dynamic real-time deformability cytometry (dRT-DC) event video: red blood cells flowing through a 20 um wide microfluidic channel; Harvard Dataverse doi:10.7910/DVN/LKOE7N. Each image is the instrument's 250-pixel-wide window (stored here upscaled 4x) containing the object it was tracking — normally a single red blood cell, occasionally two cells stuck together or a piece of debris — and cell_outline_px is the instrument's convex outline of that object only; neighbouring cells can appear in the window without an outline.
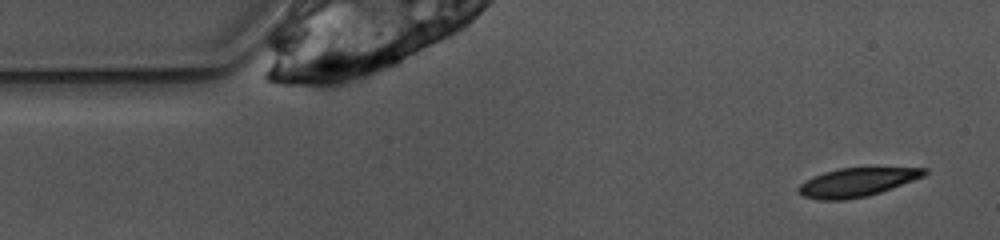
{"species": "common noctule bat (a hibernating species)", "species_latin": "Nyctalus noctula", "temperature_condition": "warm", "stored_images_in_passage": 7, "camera_frame_rate_fps": 3000, "um_per_image_px": 0.085, "animal": {"sex": "female", "body_mass_g": 10.0, "forearm_length_mm": 53.1}, "frame": {"image": 1, "passage_image": 2, "time_ms": 0.333, "image_size_px": [1000, 240], "cell_outline_px": [[928, 172], [924, 176], [880, 192], [868, 196], [844, 200], [820, 200], [804, 196], [796, 188], [800, 184], [824, 172], [840, 168], [928, 168]], "centroid_in_image_um": [72.84, 15.5], "position_along_channel_um": 12.2, "area_um2": 20.63}}